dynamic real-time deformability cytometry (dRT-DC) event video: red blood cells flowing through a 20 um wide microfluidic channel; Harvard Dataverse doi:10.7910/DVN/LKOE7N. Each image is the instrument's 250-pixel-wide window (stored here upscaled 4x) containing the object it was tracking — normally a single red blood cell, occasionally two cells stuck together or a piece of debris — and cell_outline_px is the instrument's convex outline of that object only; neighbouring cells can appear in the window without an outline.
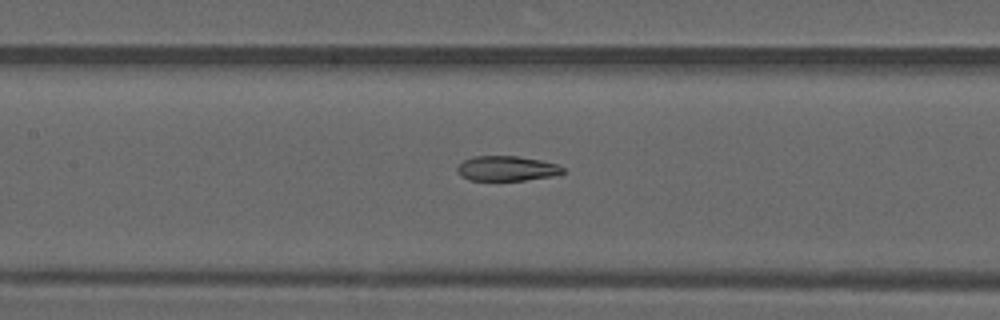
{"species": "common noctule bat (a hibernating species)", "species_latin": "Nyctalus noctula", "temperature_condition": "warm", "stored_images_in_passage": 45, "camera_frame_rate_fps": 3000, "um_per_image_px": 0.085, "animal": {"sex": "male", "forearm_length_mm": 52.5}, "frame": {"image": 1, "passage_image": 19, "time_ms": 6.0, "image_size_px": [1000, 320], "cell_outline_px": [[564, 172], [552, 176], [524, 180], [468, 180], [460, 176], [456, 168], [464, 160], [472, 156], [516, 156], [540, 160], [556, 164], [564, 168]], "centroid_in_image_um": [43.04, 14.32], "position_along_channel_um": 164.4, "area_um2": 15.26}}
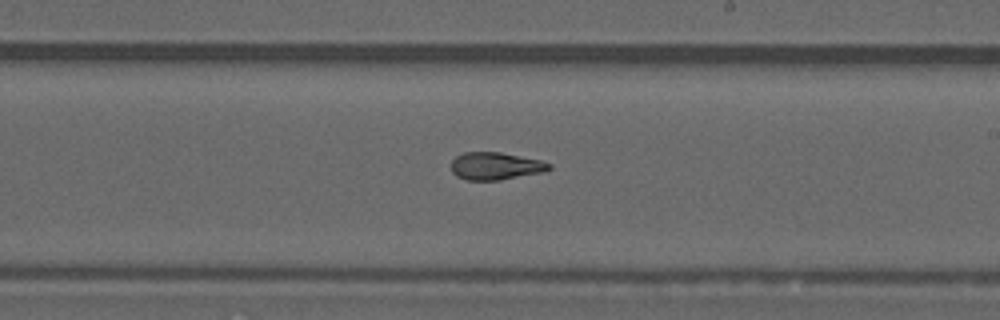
{"frame": {"image": 2, "passage_image": 25, "time_ms": 8.0, "image_size_px": [1000, 320], "cell_outline_px": [[552, 168], [548, 172], [500, 180], [464, 180], [456, 176], [452, 172], [452, 160], [456, 156], [464, 152], [500, 152], [540, 160], [552, 164]], "centroid_in_image_um": [42.16, 14.12], "position_along_channel_um": 246.8, "area_um2": 15.95}}
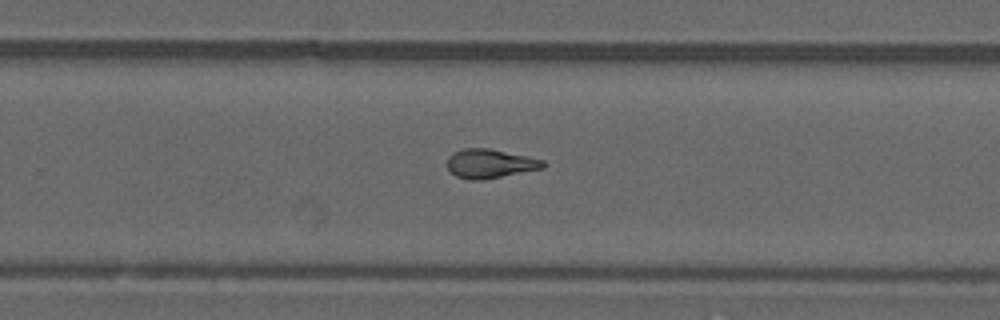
{"frame": {"image": 3, "passage_image": 28, "time_ms": 9.0, "image_size_px": [1000, 320], "cell_outline_px": [[544, 168], [484, 180], [468, 180], [456, 176], [448, 168], [448, 156], [452, 152], [464, 148], [488, 148], [528, 156], [544, 160]], "centroid_in_image_um": [41.64, 13.91], "position_along_channel_um": 288.2, "area_um2": 16.3}, "authors_computed_cell_mechanics": {"area_um2": 16.6464, "velocity_mm_per_s": 4.1474, "shape_relaxation_time_tau1_ms": null, "shape_relaxation_time_tau2_ms": 2.3968, "deformation_change_tau1": null, "deformation_change_tau2": 0.0937}}